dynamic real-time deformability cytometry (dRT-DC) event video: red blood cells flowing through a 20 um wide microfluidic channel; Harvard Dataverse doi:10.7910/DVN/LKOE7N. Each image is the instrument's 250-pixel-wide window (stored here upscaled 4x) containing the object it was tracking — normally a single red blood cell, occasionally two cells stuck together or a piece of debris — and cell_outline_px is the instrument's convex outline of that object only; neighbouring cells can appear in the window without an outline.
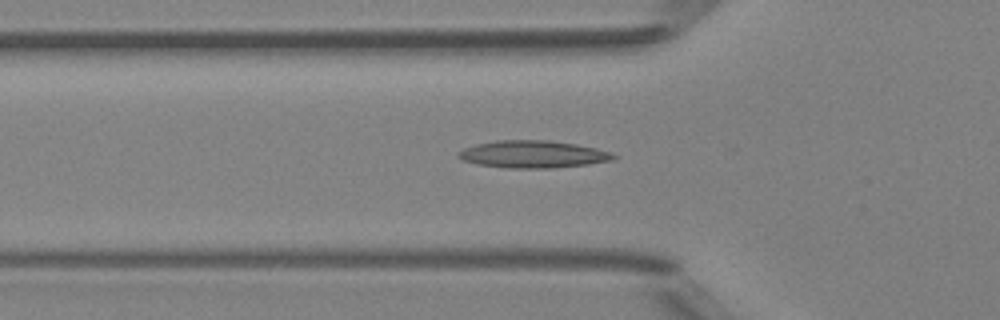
{"species": "Egyptian fruit bat (a non-hibernating species)", "species_latin": "Rousettus aegyptiacus", "temperature_condition": "room temperature", "stored_images_in_passage": 34, "camera_frame_rate_fps": 3000, "um_per_image_px": 0.085, "animal": {"sex": "female"}, "frame": {"image": 1, "passage_image": 4, "time_ms": 1.0, "image_size_px": [1000, 320], "cell_outline_px": [[616, 156], [612, 160], [588, 164], [552, 168], [504, 168], [476, 164], [464, 160], [456, 156], [456, 152], [464, 148], [476, 144], [496, 140], [548, 140], [576, 144], [596, 148], [612, 152]], "centroid_in_image_um": [45.27, 13.11], "position_along_channel_um": 80.5, "area_um2": 24.8}}
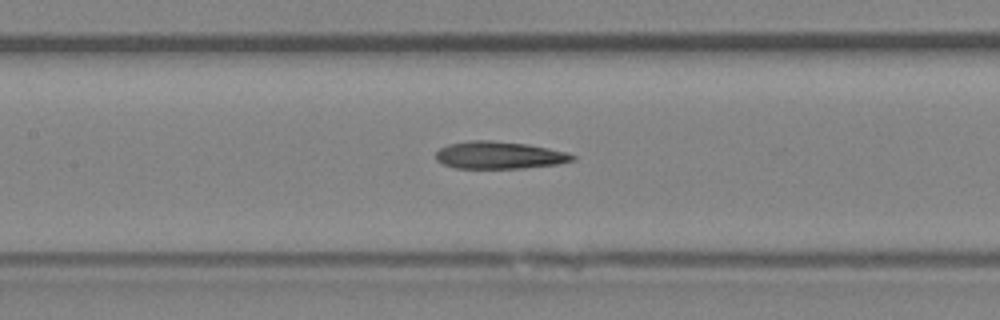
{"frame": {"image": 2, "passage_image": 10, "time_ms": 3.0, "image_size_px": [1000, 320], "cell_outline_px": [[576, 160], [556, 164], [524, 168], [456, 168], [444, 164], [436, 160], [436, 152], [440, 148], [448, 144], [468, 140], [492, 140], [528, 144], [568, 152], [576, 156]], "centroid_in_image_um": [42.45, 13.18], "position_along_channel_um": 165.0, "area_um2": 21.91}}
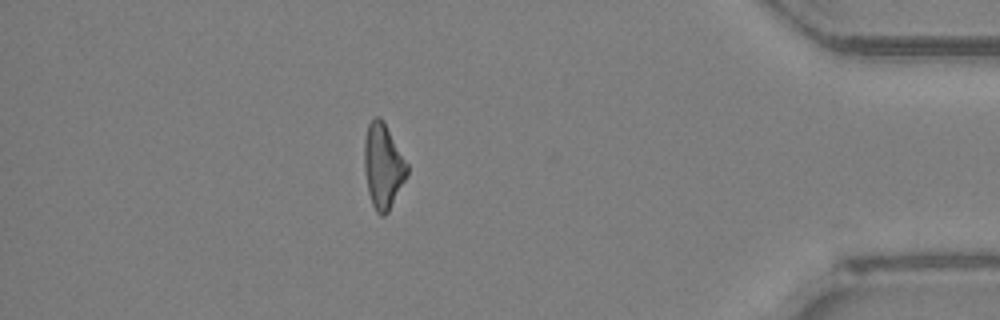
{"frame": {"image": 3, "passage_image": 30, "time_ms": 9.667, "image_size_px": [1000, 320], "cell_outline_px": [[408, 172], [388, 212], [384, 216], [380, 216], [376, 212], [372, 204], [368, 192], [364, 168], [364, 140], [368, 124], [376, 116], [380, 116], [408, 164]], "centroid_in_image_um": [32.54, 14.12], "position_along_channel_um": 402.7, "area_um2": 20.87}}